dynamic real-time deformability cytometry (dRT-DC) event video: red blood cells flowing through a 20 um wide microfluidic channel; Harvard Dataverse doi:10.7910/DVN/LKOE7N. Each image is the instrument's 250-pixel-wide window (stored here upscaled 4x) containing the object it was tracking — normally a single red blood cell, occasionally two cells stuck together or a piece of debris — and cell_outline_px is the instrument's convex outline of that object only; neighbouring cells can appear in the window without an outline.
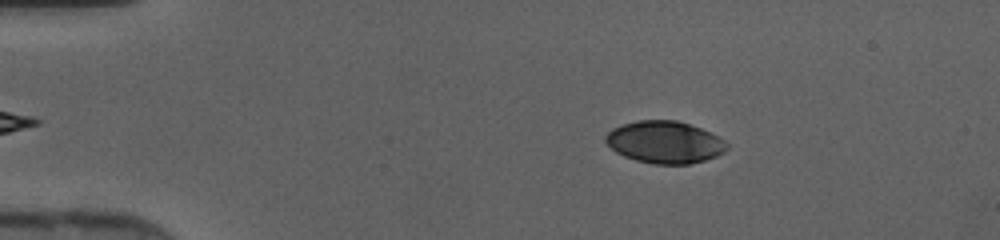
{"species": "human", "species_latin": "Homo sapiens", "temperature_condition": "cold", "stored_images_in_passage": 46, "camera_frame_rate_fps": 3000, "um_per_image_px": 0.085, "donor": {"sex": "female"}, "frame": {"image": 1, "passage_image": 8, "time_ms": 2.333, "image_size_px": [1000, 240], "cell_outline_px": [[728, 148], [724, 152], [716, 156], [704, 160], [688, 164], [652, 164], [636, 160], [624, 156], [616, 152], [604, 140], [604, 136], [612, 128], [620, 124], [636, 120], [676, 120], [700, 128], [724, 140], [728, 144]], "centroid_in_image_um": [56.46, 12.08], "position_along_channel_um": 28.5, "area_um2": 29.77}}
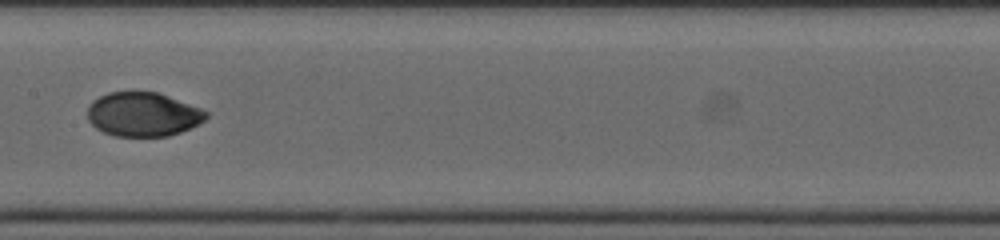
{"frame": {"image": 2, "passage_image": 24, "time_ms": 7.667, "image_size_px": [1000, 240], "cell_outline_px": [[208, 116], [200, 124], [180, 132], [168, 136], [116, 136], [104, 132], [96, 128], [88, 120], [88, 108], [92, 100], [108, 92], [156, 92], [200, 108], [208, 112]], "centroid_in_image_um": [12.15, 9.72], "position_along_channel_um": 195.3, "area_um2": 30.29}}
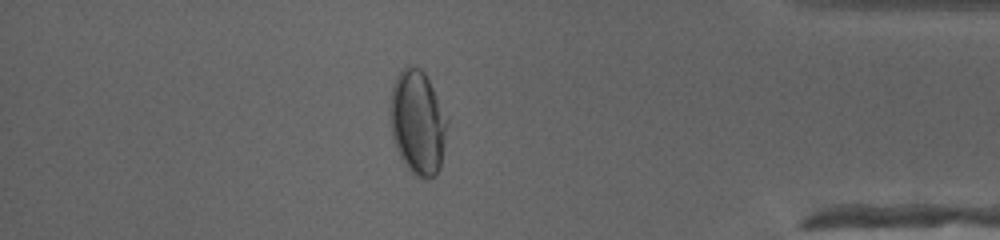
{"frame": {"image": 3, "passage_image": 40, "time_ms": 13.0, "image_size_px": [1000, 240], "cell_outline_px": [[448, 120], [440, 168], [436, 176], [428, 180], [416, 176], [408, 168], [400, 156], [396, 148], [392, 136], [388, 116], [388, 104], [392, 84], [396, 76], [408, 64], [420, 68], [424, 72]], "centroid_in_image_um": [35.46, 10.41], "position_along_channel_um": 399.7, "area_um2": 34.97}}